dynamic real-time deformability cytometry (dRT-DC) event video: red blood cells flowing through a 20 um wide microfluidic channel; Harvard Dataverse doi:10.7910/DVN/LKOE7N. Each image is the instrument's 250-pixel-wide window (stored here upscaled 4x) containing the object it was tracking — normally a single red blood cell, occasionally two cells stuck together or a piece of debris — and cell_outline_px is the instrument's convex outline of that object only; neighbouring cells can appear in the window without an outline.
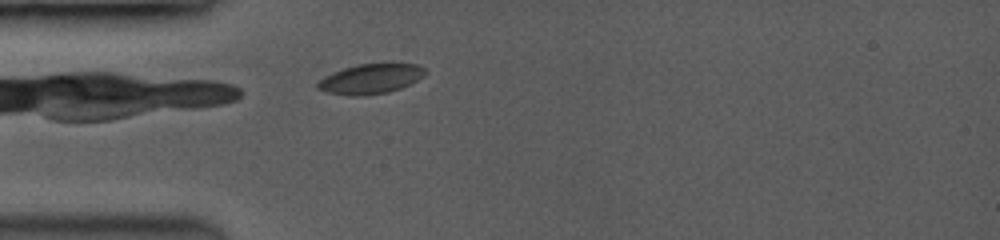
{"species": "common noctule bat (a hibernating species)", "species_latin": "Nyctalus noctula", "temperature_condition": "room temperature", "stored_images_in_passage": 40, "camera_frame_rate_fps": 3500, "um_per_image_px": 0.085, "animal": {"sex": "female", "body_mass_g": 19.0, "forearm_length_mm": 53.3}, "frame": {"image": 1, "passage_image": 2, "time_ms": 0.286, "image_size_px": [1000, 240], "cell_outline_px": [[424, 72], [416, 80], [400, 88], [388, 92], [356, 96], [328, 92], [316, 88], [316, 84], [320, 80], [344, 68], [360, 64], [416, 64], [424, 68]], "centroid_in_image_um": [31.48, 6.71], "position_along_channel_um": 53.5, "area_um2": 17.92}}
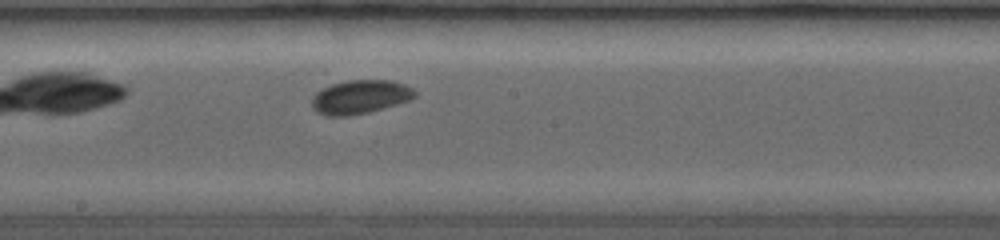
{"frame": {"image": 2, "passage_image": 18, "time_ms": 4.571, "image_size_px": [1000, 240], "cell_outline_px": [[416, 96], [408, 100], [368, 112], [344, 116], [328, 116], [320, 112], [312, 104], [312, 100], [316, 92], [332, 84], [348, 80], [388, 80], [404, 84], [412, 88], [416, 92]], "centroid_in_image_um": [30.63, 8.22], "position_along_channel_um": 217.6, "area_um2": 19.71}}
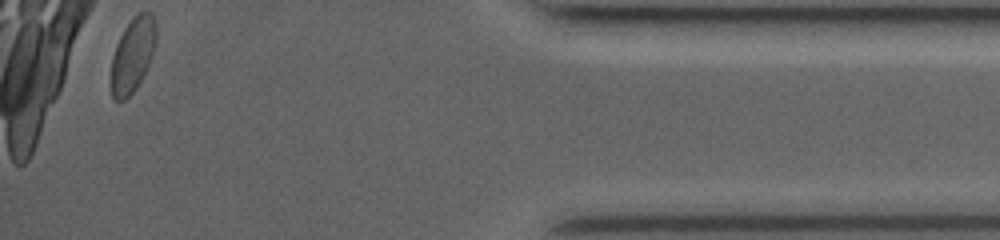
{"frame": {"image": 3, "passage_image": 40, "time_ms": 10.857, "image_size_px": [1000, 240], "cell_outline_px": [[156, 40], [148, 64], [136, 88], [124, 100], [116, 100], [112, 96], [112, 56], [116, 44], [124, 28], [140, 12], [148, 12], [156, 20]], "centroid_in_image_um": [11.28, 4.65], "position_along_channel_um": 423.9, "area_um2": 18.9}, "authors_computed_cell_mechanics": {"area_um2": 19.0162, "velocity_mm_per_s": 3.9898, "shape_relaxation_time_tau1_ms": 3.4917, "shape_relaxation_time_tau2_ms": 2.9512, "deformation_change_tau1": 0.0817, "deformation_change_tau2": 0.0503}}